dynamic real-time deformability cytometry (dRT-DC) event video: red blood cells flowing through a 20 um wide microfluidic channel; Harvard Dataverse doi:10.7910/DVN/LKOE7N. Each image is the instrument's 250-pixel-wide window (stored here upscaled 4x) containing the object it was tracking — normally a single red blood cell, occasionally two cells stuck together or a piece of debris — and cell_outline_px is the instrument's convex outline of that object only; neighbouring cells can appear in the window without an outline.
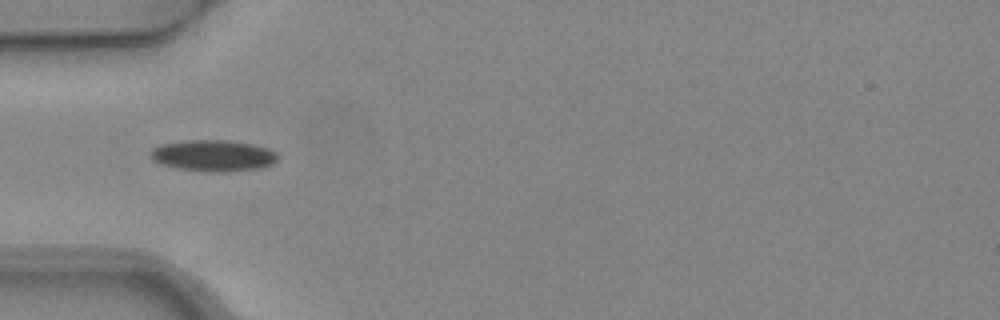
{"species": "common noctule bat (a hibernating species)", "species_latin": "Nyctalus noctula", "temperature_condition": "warm", "stored_images_in_passage": 5, "camera_frame_rate_fps": 3000, "um_per_image_px": 0.085, "animal": {"sex": "female", "body_mass_g": 24.6, "forearm_length_mm": 56.2}, "frame": {"image": 1, "passage_image": 4, "time_ms": 1.0, "image_size_px": [1000, 320], "cell_outline_px": [[280, 156], [272, 164], [260, 168], [224, 172], [208, 172], [176, 168], [160, 164], [152, 160], [152, 148], [160, 144], [188, 140], [228, 140], [252, 144], [268, 148], [276, 152]], "centroid_in_image_um": [18.14, 13.23], "position_along_channel_um": 66.9, "area_um2": 23.35}}
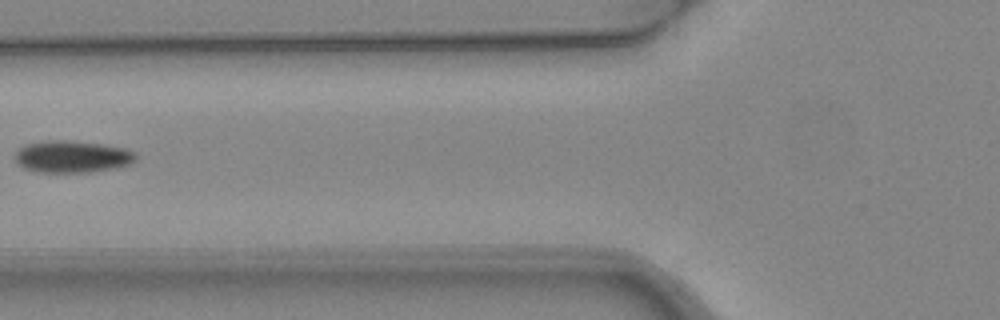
{"frame": {"image": 2, "passage_image": 5, "time_ms": 1.333, "image_size_px": [1000, 320], "cell_outline_px": [[136, 160], [128, 164], [112, 168], [88, 172], [40, 172], [20, 168], [16, 164], [12, 156], [20, 148], [28, 144], [44, 140], [72, 140], [104, 144], [124, 148], [136, 152]], "centroid_in_image_um": [6.07, 13.3], "position_along_channel_um": 119.7, "area_um2": 22.77}}